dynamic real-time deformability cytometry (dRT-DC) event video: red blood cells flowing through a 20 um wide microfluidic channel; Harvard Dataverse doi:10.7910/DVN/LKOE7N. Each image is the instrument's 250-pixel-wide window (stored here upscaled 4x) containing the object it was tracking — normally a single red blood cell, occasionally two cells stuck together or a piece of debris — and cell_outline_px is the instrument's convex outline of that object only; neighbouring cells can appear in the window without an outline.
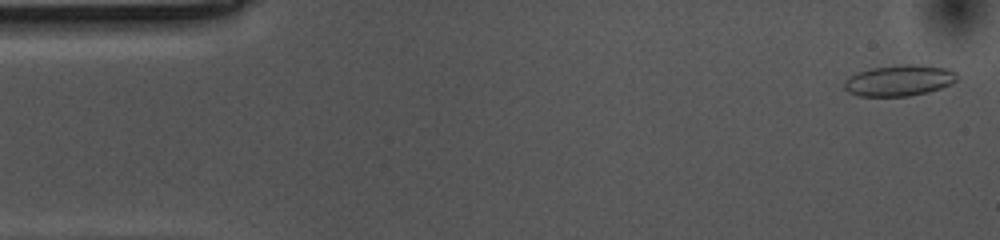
{"species": "common noctule bat (a hibernating species)", "species_latin": "Nyctalus noctula", "temperature_condition": "cold", "stored_images_in_passage": 8, "camera_frame_rate_fps": 3000, "um_per_image_px": 0.085, "animal": {"sex": "female", "body_mass_g": 10.0, "forearm_length_mm": 53.1}, "frame": {"image": 1, "passage_image": 2, "time_ms": 0.333, "image_size_px": [1000, 240], "cell_outline_px": [[956, 80], [952, 84], [928, 92], [908, 96], [860, 96], [848, 92], [844, 88], [844, 80], [848, 76], [872, 68], [900, 64], [920, 64], [948, 68], [956, 72]], "centroid_in_image_um": [76.44, 6.83], "position_along_channel_um": 8.6, "area_um2": 20.52}}